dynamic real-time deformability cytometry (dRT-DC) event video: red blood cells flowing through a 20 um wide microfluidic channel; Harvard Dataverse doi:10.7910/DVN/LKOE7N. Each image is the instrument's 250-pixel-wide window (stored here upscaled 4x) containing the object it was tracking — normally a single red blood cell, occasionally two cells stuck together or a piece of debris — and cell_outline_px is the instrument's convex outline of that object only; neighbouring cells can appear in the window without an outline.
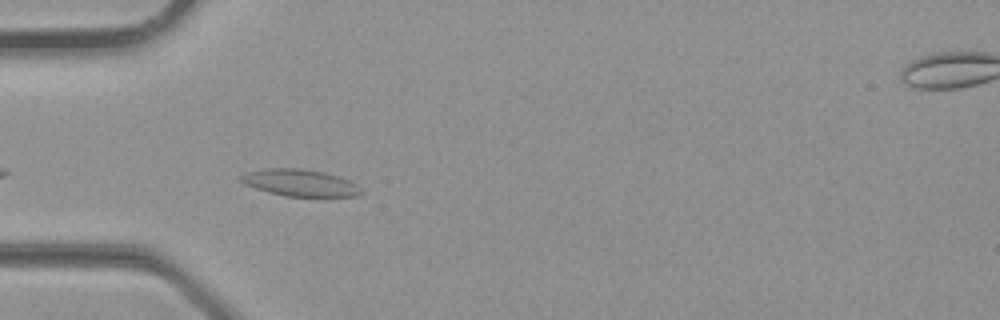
{"species": "common noctule bat (a hibernating species)", "species_latin": "Nyctalus noctula", "temperature_condition": "room temperature", "stored_images_in_passage": 32, "camera_frame_rate_fps": 3000, "um_per_image_px": 0.085, "animal": {"sex": "male", "body_mass_g": 23.1, "forearm_length_mm": 52.7}, "frame": {"image": 1, "passage_image": 10, "time_ms": 3.0, "image_size_px": [1000, 320], "cell_outline_px": [[364, 192], [356, 196], [324, 200], [284, 196], [268, 192], [244, 184], [240, 180], [240, 176], [244, 172], [268, 168], [296, 168], [324, 172], [348, 180], [356, 184]], "centroid_in_image_um": [25.56, 15.6], "position_along_channel_um": 59.4, "area_um2": 19.71}}
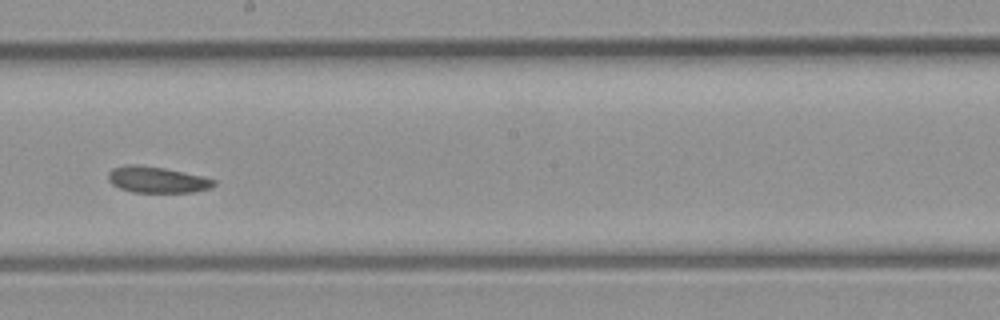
{"frame": {"image": 2, "passage_image": 19, "time_ms": 6.0, "image_size_px": [1000, 320], "cell_outline_px": [[216, 184], [212, 188], [192, 192], [132, 192], [120, 188], [112, 184], [108, 180], [108, 172], [112, 168], [124, 164], [136, 164], [164, 168], [204, 176], [216, 180]], "centroid_in_image_um": [13.35, 15.27], "position_along_channel_um": 234.9, "area_um2": 16.3}}
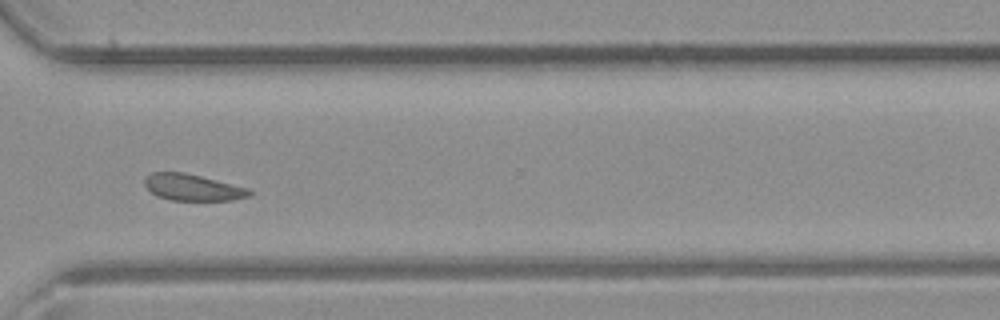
{"frame": {"image": 3, "passage_image": 25, "time_ms": 8.0, "image_size_px": [1000, 320], "cell_outline_px": [[252, 196], [232, 200], [172, 200], [156, 196], [144, 184], [144, 180], [152, 172], [184, 172], [248, 188], [252, 192]], "centroid_in_image_um": [16.39, 15.93], "position_along_channel_um": 354.2, "area_um2": 16.01}}